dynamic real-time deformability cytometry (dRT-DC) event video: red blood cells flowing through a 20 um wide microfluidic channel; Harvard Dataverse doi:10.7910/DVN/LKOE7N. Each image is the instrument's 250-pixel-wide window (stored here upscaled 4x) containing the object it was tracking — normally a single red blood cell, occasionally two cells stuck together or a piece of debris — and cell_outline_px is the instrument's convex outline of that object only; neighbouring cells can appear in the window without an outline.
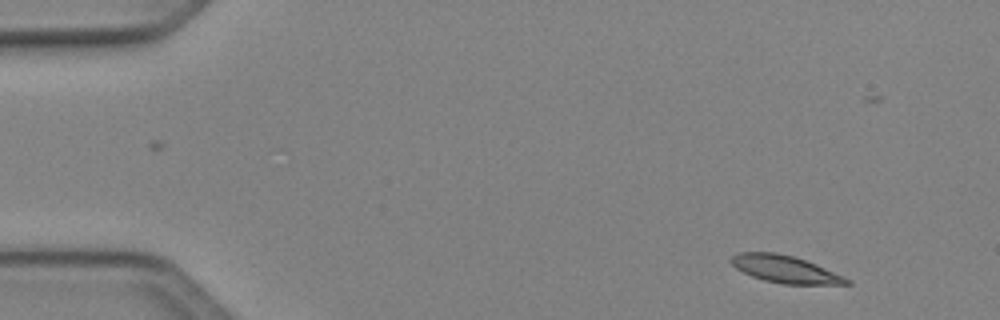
{"species": "Egyptian fruit bat (a non-hibernating species)", "species_latin": "Rousettus aegyptiacus", "temperature_condition": "cold", "stored_images_in_passage": 47, "camera_frame_rate_fps": 3000, "um_per_image_px": 0.085, "animal": {"sex": "female"}, "frame": {"image": 1, "passage_image": 1, "time_ms": 0.0, "image_size_px": [1000, 320], "cell_outline_px": [[852, 284], [784, 284], [764, 280], [752, 276], [736, 268], [732, 264], [732, 256], [740, 252], [776, 252], [792, 256], [816, 264], [844, 276], [852, 280]], "centroid_in_image_um": [66.77, 22.88], "position_along_channel_um": 18.2, "area_um2": 18.15}}
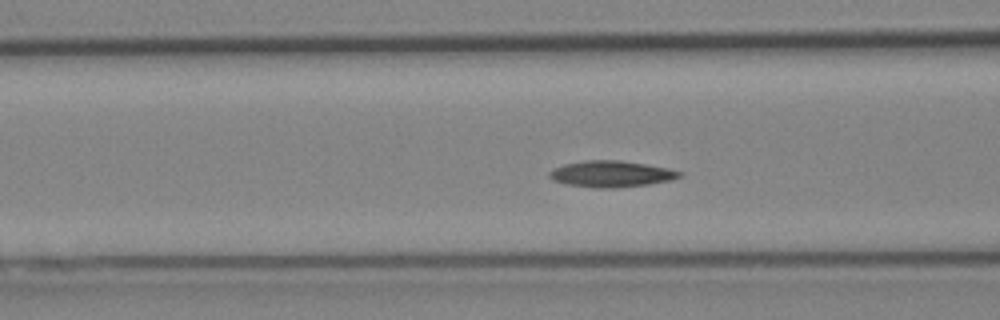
{"frame": {"image": 2, "passage_image": 16, "time_ms": 5.0, "image_size_px": [1000, 320], "cell_outline_px": [[684, 176], [672, 180], [648, 184], [612, 188], [592, 188], [568, 184], [552, 180], [548, 176], [548, 172], [564, 164], [584, 160], [620, 160], [668, 168], [684, 172]], "centroid_in_image_um": [51.98, 14.78], "position_along_channel_um": 114.6, "area_um2": 20.0}}
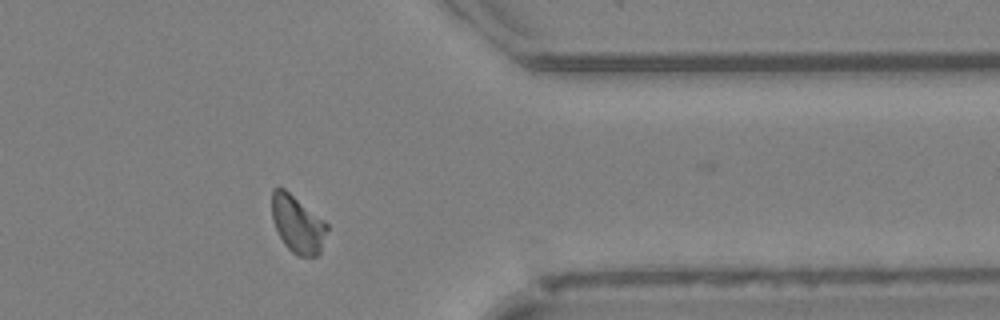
{"frame": {"image": 3, "passage_image": 37, "time_ms": 12.0, "image_size_px": [1000, 320], "cell_outline_px": [[328, 228], [320, 252], [316, 256], [296, 256], [284, 244], [272, 220], [272, 188], [284, 188], [324, 220], [328, 224]], "centroid_in_image_um": [25.29, 19.06], "position_along_channel_um": 386.1, "area_um2": 18.32}, "authors_computed_cell_mechanics": {"area_um2": 18.496, "velocity_mm_per_s": 4.0498, "shape_relaxation_time_tau1_ms": 4.2183, "shape_relaxation_time_tau2_ms": 3.076, "deformation_change_tau1": 0.1346, "deformation_change_tau2": 0.071}}